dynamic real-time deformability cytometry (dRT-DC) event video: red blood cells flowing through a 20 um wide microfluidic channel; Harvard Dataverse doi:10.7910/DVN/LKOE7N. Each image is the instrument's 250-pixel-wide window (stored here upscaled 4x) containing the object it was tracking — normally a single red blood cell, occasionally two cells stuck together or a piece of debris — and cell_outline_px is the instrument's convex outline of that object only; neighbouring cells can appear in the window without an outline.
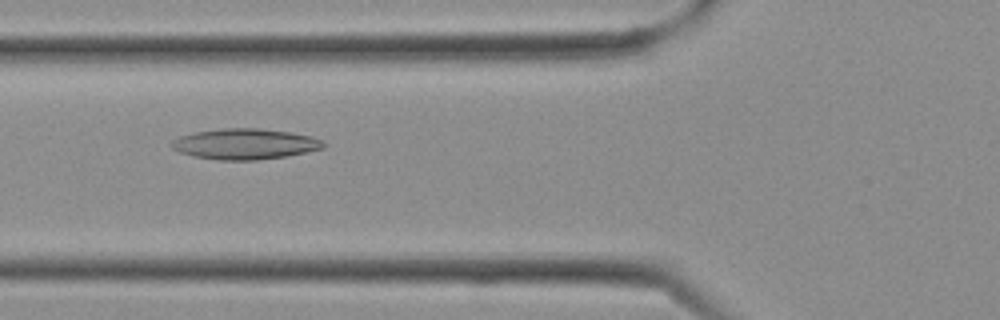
{"species": "Egyptian fruit bat (a non-hibernating species)", "species_latin": "Rousettus aegyptiacus", "temperature_condition": "cold", "stored_images_in_passage": 30, "camera_frame_rate_fps": 3000, "um_per_image_px": 0.085, "frame": {"image": 1, "passage_image": 11, "time_ms": 3.333, "image_size_px": [1000, 320], "cell_outline_px": [[328, 144], [324, 148], [288, 156], [256, 160], [216, 160], [192, 156], [180, 152], [172, 148], [168, 144], [172, 140], [180, 136], [196, 132], [220, 128], [260, 128], [292, 132], [312, 136], [324, 140]], "centroid_in_image_um": [20.85, 12.24], "position_along_channel_um": 104.9, "area_um2": 27.57}}
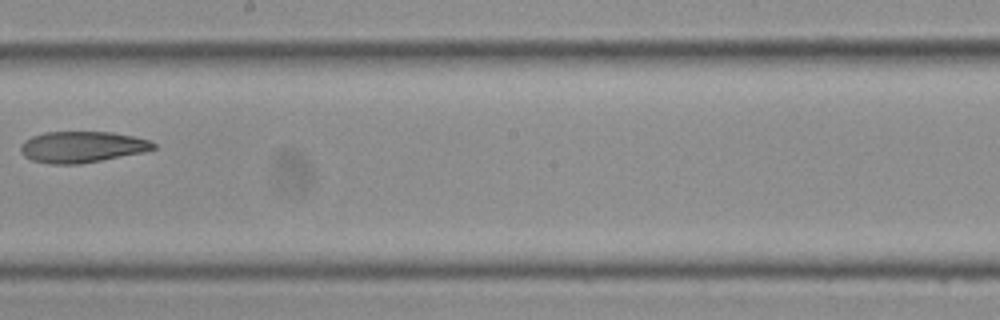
{"frame": {"image": 2, "passage_image": 17, "time_ms": 5.333, "image_size_px": [1000, 320], "cell_outline_px": [[156, 148], [144, 152], [80, 164], [48, 164], [32, 160], [24, 156], [20, 152], [20, 144], [24, 140], [32, 136], [44, 132], [112, 132], [132, 136], [148, 140], [156, 144]], "centroid_in_image_um": [6.93, 12.49], "position_along_channel_um": 241.3, "area_um2": 24.22}}
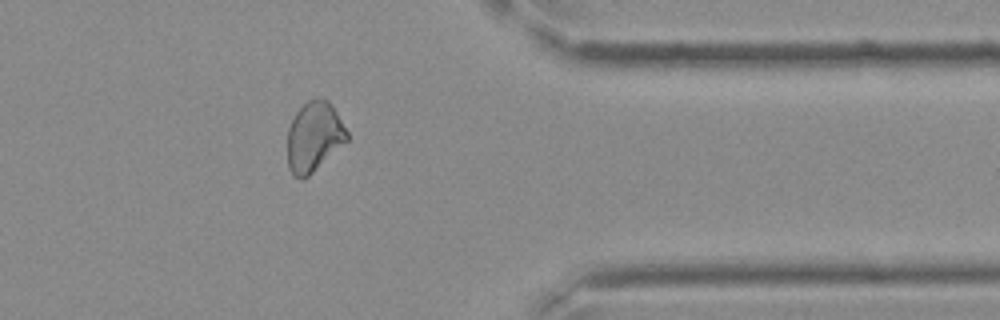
{"frame": {"image": 3, "passage_image": 24, "time_ms": 7.667, "image_size_px": [1000, 320], "cell_outline_px": [[348, 140], [304, 180], [300, 180], [292, 176], [288, 168], [288, 128], [296, 112], [308, 100], [320, 96], [328, 100], [332, 104], [348, 132]], "centroid_in_image_um": [26.69, 11.63], "position_along_channel_um": 384.7, "area_um2": 24.45}}